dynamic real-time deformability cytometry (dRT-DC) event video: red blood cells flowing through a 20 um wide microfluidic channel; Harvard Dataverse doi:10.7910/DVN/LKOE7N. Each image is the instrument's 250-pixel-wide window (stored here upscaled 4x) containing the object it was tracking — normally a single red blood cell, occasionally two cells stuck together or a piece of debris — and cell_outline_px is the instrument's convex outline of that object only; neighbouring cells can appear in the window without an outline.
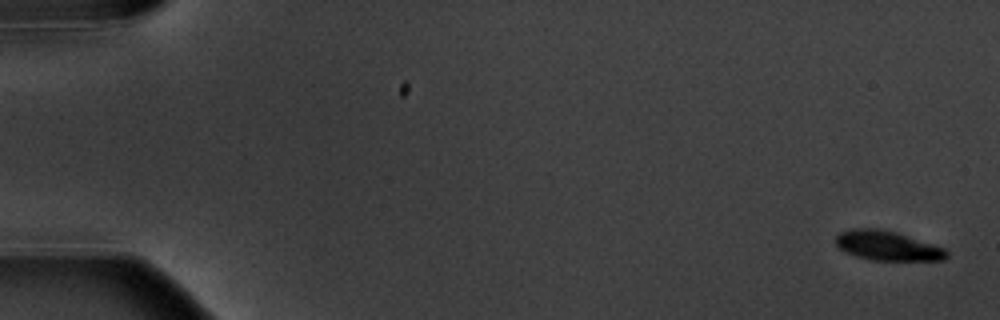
{"species": "common noctule bat (a hibernating species)", "species_latin": "Nyctalus noctula", "temperature_condition": "warm", "stored_images_in_passage": 7, "camera_frame_rate_fps": 3000, "um_per_image_px": 0.085, "animal": {"sex": "male", "body_mass_g": 20.1, "forearm_length_mm": 53.5}, "frame": {"image": 1, "passage_image": 1, "time_ms": 0.0, "image_size_px": [1000, 320], "cell_outline_px": [[948, 256], [944, 260], [872, 260], [856, 256], [840, 248], [836, 244], [836, 236], [840, 232], [852, 228], [880, 228], [896, 232], [944, 248], [948, 252]], "centroid_in_image_um": [75.43, 20.88], "position_along_channel_um": 9.6, "area_um2": 18.9}}
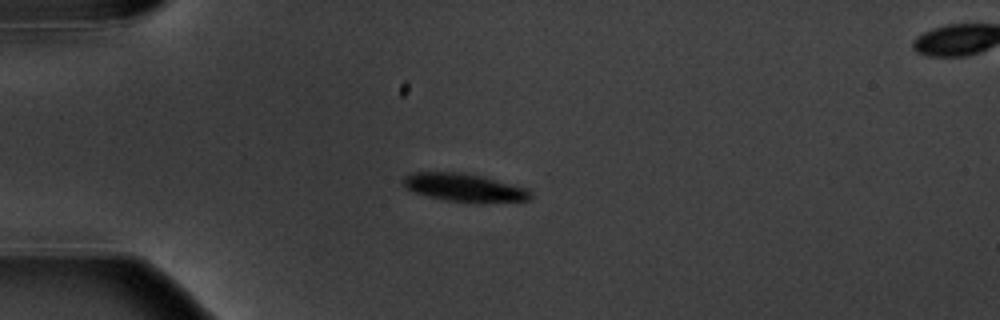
{"frame": {"image": 2, "passage_image": 5, "time_ms": 4.667, "image_size_px": [1000, 320], "cell_outline_px": [[532, 196], [528, 200], [480, 204], [444, 200], [428, 196], [404, 188], [400, 180], [404, 176], [412, 172], [464, 172], [484, 176], [528, 188], [532, 192]], "centroid_in_image_um": [39.48, 15.95], "position_along_channel_um": 45.5, "area_um2": 21.5}}